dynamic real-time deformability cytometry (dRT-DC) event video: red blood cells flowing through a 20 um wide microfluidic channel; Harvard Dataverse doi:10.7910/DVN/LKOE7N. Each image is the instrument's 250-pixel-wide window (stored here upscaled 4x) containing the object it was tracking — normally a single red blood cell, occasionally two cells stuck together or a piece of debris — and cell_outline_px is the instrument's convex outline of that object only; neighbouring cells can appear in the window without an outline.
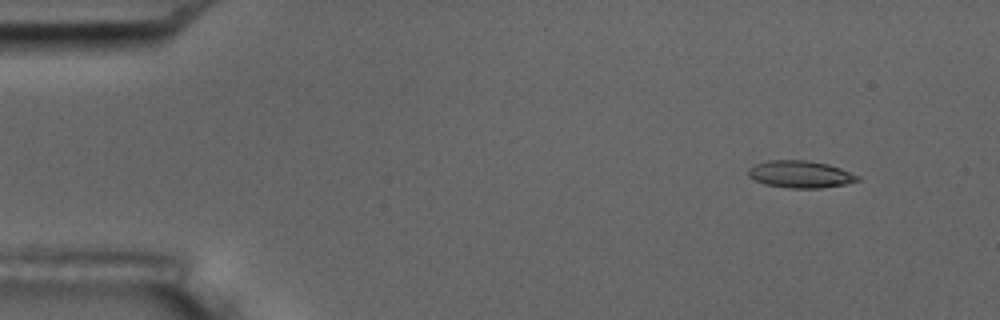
{"species": "common noctule bat (a hibernating species)", "species_latin": "Nyctalus noctula", "temperature_condition": "room temperature", "stored_images_in_passage": 5, "camera_frame_rate_fps": 3000, "um_per_image_px": 0.085, "animal": {"sex": "male", "body_mass_g": 17.5, "forearm_length_mm": 52.3}, "frame": {"image": 1, "passage_image": 1, "time_ms": 0.0, "image_size_px": [1000, 320], "cell_outline_px": [[860, 180], [844, 184], [820, 188], [788, 188], [764, 184], [748, 176], [748, 168], [756, 164], [768, 160], [808, 160], [828, 164], [840, 168], [860, 176]], "centroid_in_image_um": [68.02, 14.81], "position_along_channel_um": 17.0, "area_um2": 17.28}}